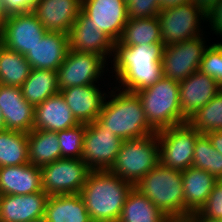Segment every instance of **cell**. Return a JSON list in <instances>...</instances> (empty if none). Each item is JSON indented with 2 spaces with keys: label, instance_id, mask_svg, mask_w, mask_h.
Segmentation results:
<instances>
[{
  "label": "cell",
  "instance_id": "30",
  "mask_svg": "<svg viewBox=\"0 0 222 222\" xmlns=\"http://www.w3.org/2000/svg\"><path fill=\"white\" fill-rule=\"evenodd\" d=\"M29 163L28 133L5 129L0 131V167Z\"/></svg>",
  "mask_w": 222,
  "mask_h": 222
},
{
  "label": "cell",
  "instance_id": "20",
  "mask_svg": "<svg viewBox=\"0 0 222 222\" xmlns=\"http://www.w3.org/2000/svg\"><path fill=\"white\" fill-rule=\"evenodd\" d=\"M59 92L76 120L86 124L98 118L106 98V93H101L95 84L72 86Z\"/></svg>",
  "mask_w": 222,
  "mask_h": 222
},
{
  "label": "cell",
  "instance_id": "19",
  "mask_svg": "<svg viewBox=\"0 0 222 222\" xmlns=\"http://www.w3.org/2000/svg\"><path fill=\"white\" fill-rule=\"evenodd\" d=\"M82 0H36L32 12L47 31L69 34L79 12Z\"/></svg>",
  "mask_w": 222,
  "mask_h": 222
},
{
  "label": "cell",
  "instance_id": "7",
  "mask_svg": "<svg viewBox=\"0 0 222 222\" xmlns=\"http://www.w3.org/2000/svg\"><path fill=\"white\" fill-rule=\"evenodd\" d=\"M200 135L188 122L157 132L160 164L180 171L192 167L194 147Z\"/></svg>",
  "mask_w": 222,
  "mask_h": 222
},
{
  "label": "cell",
  "instance_id": "4",
  "mask_svg": "<svg viewBox=\"0 0 222 222\" xmlns=\"http://www.w3.org/2000/svg\"><path fill=\"white\" fill-rule=\"evenodd\" d=\"M136 93L146 120L156 133L188 122L180 108L179 82L162 76L153 85Z\"/></svg>",
  "mask_w": 222,
  "mask_h": 222
},
{
  "label": "cell",
  "instance_id": "12",
  "mask_svg": "<svg viewBox=\"0 0 222 222\" xmlns=\"http://www.w3.org/2000/svg\"><path fill=\"white\" fill-rule=\"evenodd\" d=\"M46 32V28L30 11L9 15L0 32V38L4 47L25 56L42 40Z\"/></svg>",
  "mask_w": 222,
  "mask_h": 222
},
{
  "label": "cell",
  "instance_id": "28",
  "mask_svg": "<svg viewBox=\"0 0 222 222\" xmlns=\"http://www.w3.org/2000/svg\"><path fill=\"white\" fill-rule=\"evenodd\" d=\"M117 43L120 46L163 43L158 17L128 19Z\"/></svg>",
  "mask_w": 222,
  "mask_h": 222
},
{
  "label": "cell",
  "instance_id": "26",
  "mask_svg": "<svg viewBox=\"0 0 222 222\" xmlns=\"http://www.w3.org/2000/svg\"><path fill=\"white\" fill-rule=\"evenodd\" d=\"M29 164L41 167L61 159L57 132L33 129L28 133Z\"/></svg>",
  "mask_w": 222,
  "mask_h": 222
},
{
  "label": "cell",
  "instance_id": "31",
  "mask_svg": "<svg viewBox=\"0 0 222 222\" xmlns=\"http://www.w3.org/2000/svg\"><path fill=\"white\" fill-rule=\"evenodd\" d=\"M32 68L23 54L2 47L0 50V84L21 87Z\"/></svg>",
  "mask_w": 222,
  "mask_h": 222
},
{
  "label": "cell",
  "instance_id": "41",
  "mask_svg": "<svg viewBox=\"0 0 222 222\" xmlns=\"http://www.w3.org/2000/svg\"><path fill=\"white\" fill-rule=\"evenodd\" d=\"M218 0H191L193 4L199 7L205 14L209 12Z\"/></svg>",
  "mask_w": 222,
  "mask_h": 222
},
{
  "label": "cell",
  "instance_id": "9",
  "mask_svg": "<svg viewBox=\"0 0 222 222\" xmlns=\"http://www.w3.org/2000/svg\"><path fill=\"white\" fill-rule=\"evenodd\" d=\"M47 195L79 194L92 171L82 159L61 158L40 167Z\"/></svg>",
  "mask_w": 222,
  "mask_h": 222
},
{
  "label": "cell",
  "instance_id": "32",
  "mask_svg": "<svg viewBox=\"0 0 222 222\" xmlns=\"http://www.w3.org/2000/svg\"><path fill=\"white\" fill-rule=\"evenodd\" d=\"M192 167L207 171L217 180L222 179V154L216 151L206 134L196 140Z\"/></svg>",
  "mask_w": 222,
  "mask_h": 222
},
{
  "label": "cell",
  "instance_id": "18",
  "mask_svg": "<svg viewBox=\"0 0 222 222\" xmlns=\"http://www.w3.org/2000/svg\"><path fill=\"white\" fill-rule=\"evenodd\" d=\"M49 195H0V222H30L44 217Z\"/></svg>",
  "mask_w": 222,
  "mask_h": 222
},
{
  "label": "cell",
  "instance_id": "1",
  "mask_svg": "<svg viewBox=\"0 0 222 222\" xmlns=\"http://www.w3.org/2000/svg\"><path fill=\"white\" fill-rule=\"evenodd\" d=\"M163 43L120 46L114 43L113 70L118 89L136 93L156 83L163 76Z\"/></svg>",
  "mask_w": 222,
  "mask_h": 222
},
{
  "label": "cell",
  "instance_id": "39",
  "mask_svg": "<svg viewBox=\"0 0 222 222\" xmlns=\"http://www.w3.org/2000/svg\"><path fill=\"white\" fill-rule=\"evenodd\" d=\"M206 20H209L214 33L222 36V0H218L215 6L206 13Z\"/></svg>",
  "mask_w": 222,
  "mask_h": 222
},
{
  "label": "cell",
  "instance_id": "29",
  "mask_svg": "<svg viewBox=\"0 0 222 222\" xmlns=\"http://www.w3.org/2000/svg\"><path fill=\"white\" fill-rule=\"evenodd\" d=\"M166 217L135 187L128 193L118 222H164Z\"/></svg>",
  "mask_w": 222,
  "mask_h": 222
},
{
  "label": "cell",
  "instance_id": "22",
  "mask_svg": "<svg viewBox=\"0 0 222 222\" xmlns=\"http://www.w3.org/2000/svg\"><path fill=\"white\" fill-rule=\"evenodd\" d=\"M33 129L62 131L79 124L60 92L35 106Z\"/></svg>",
  "mask_w": 222,
  "mask_h": 222
},
{
  "label": "cell",
  "instance_id": "46",
  "mask_svg": "<svg viewBox=\"0 0 222 222\" xmlns=\"http://www.w3.org/2000/svg\"><path fill=\"white\" fill-rule=\"evenodd\" d=\"M5 129H6L5 128V121H4L3 114L0 109V131H3Z\"/></svg>",
  "mask_w": 222,
  "mask_h": 222
},
{
  "label": "cell",
  "instance_id": "37",
  "mask_svg": "<svg viewBox=\"0 0 222 222\" xmlns=\"http://www.w3.org/2000/svg\"><path fill=\"white\" fill-rule=\"evenodd\" d=\"M198 213L207 218L222 220V179L216 181L208 200Z\"/></svg>",
  "mask_w": 222,
  "mask_h": 222
},
{
  "label": "cell",
  "instance_id": "43",
  "mask_svg": "<svg viewBox=\"0 0 222 222\" xmlns=\"http://www.w3.org/2000/svg\"><path fill=\"white\" fill-rule=\"evenodd\" d=\"M191 0H159L161 5V10L166 8H171L183 3L190 2Z\"/></svg>",
  "mask_w": 222,
  "mask_h": 222
},
{
  "label": "cell",
  "instance_id": "36",
  "mask_svg": "<svg viewBox=\"0 0 222 222\" xmlns=\"http://www.w3.org/2000/svg\"><path fill=\"white\" fill-rule=\"evenodd\" d=\"M160 11L159 0H131L127 3L128 19L157 17Z\"/></svg>",
  "mask_w": 222,
  "mask_h": 222
},
{
  "label": "cell",
  "instance_id": "5",
  "mask_svg": "<svg viewBox=\"0 0 222 222\" xmlns=\"http://www.w3.org/2000/svg\"><path fill=\"white\" fill-rule=\"evenodd\" d=\"M166 217H185V198L180 170L160 163L134 186Z\"/></svg>",
  "mask_w": 222,
  "mask_h": 222
},
{
  "label": "cell",
  "instance_id": "3",
  "mask_svg": "<svg viewBox=\"0 0 222 222\" xmlns=\"http://www.w3.org/2000/svg\"><path fill=\"white\" fill-rule=\"evenodd\" d=\"M113 89L109 98L103 103L102 110L96 119L104 129L113 132L122 140L144 138L156 132L146 120L141 100L137 93ZM113 97V98H111Z\"/></svg>",
  "mask_w": 222,
  "mask_h": 222
},
{
  "label": "cell",
  "instance_id": "21",
  "mask_svg": "<svg viewBox=\"0 0 222 222\" xmlns=\"http://www.w3.org/2000/svg\"><path fill=\"white\" fill-rule=\"evenodd\" d=\"M68 50V34L47 31L42 40L25 57L32 69L57 71L65 60Z\"/></svg>",
  "mask_w": 222,
  "mask_h": 222
},
{
  "label": "cell",
  "instance_id": "24",
  "mask_svg": "<svg viewBox=\"0 0 222 222\" xmlns=\"http://www.w3.org/2000/svg\"><path fill=\"white\" fill-rule=\"evenodd\" d=\"M185 198V217L198 212L208 200L217 179L207 171L189 167L181 171Z\"/></svg>",
  "mask_w": 222,
  "mask_h": 222
},
{
  "label": "cell",
  "instance_id": "10",
  "mask_svg": "<svg viewBox=\"0 0 222 222\" xmlns=\"http://www.w3.org/2000/svg\"><path fill=\"white\" fill-rule=\"evenodd\" d=\"M207 47L203 34L190 40L165 46L162 56L163 76L177 82L185 80L200 69Z\"/></svg>",
  "mask_w": 222,
  "mask_h": 222
},
{
  "label": "cell",
  "instance_id": "47",
  "mask_svg": "<svg viewBox=\"0 0 222 222\" xmlns=\"http://www.w3.org/2000/svg\"><path fill=\"white\" fill-rule=\"evenodd\" d=\"M30 222H47V220L43 217V218L33 220V221H30Z\"/></svg>",
  "mask_w": 222,
  "mask_h": 222
},
{
  "label": "cell",
  "instance_id": "40",
  "mask_svg": "<svg viewBox=\"0 0 222 222\" xmlns=\"http://www.w3.org/2000/svg\"><path fill=\"white\" fill-rule=\"evenodd\" d=\"M210 139L213 147L222 154V131H212L206 134Z\"/></svg>",
  "mask_w": 222,
  "mask_h": 222
},
{
  "label": "cell",
  "instance_id": "34",
  "mask_svg": "<svg viewBox=\"0 0 222 222\" xmlns=\"http://www.w3.org/2000/svg\"><path fill=\"white\" fill-rule=\"evenodd\" d=\"M86 130V123L57 132L61 158L82 159L83 137Z\"/></svg>",
  "mask_w": 222,
  "mask_h": 222
},
{
  "label": "cell",
  "instance_id": "35",
  "mask_svg": "<svg viewBox=\"0 0 222 222\" xmlns=\"http://www.w3.org/2000/svg\"><path fill=\"white\" fill-rule=\"evenodd\" d=\"M199 70L222 86V42L214 43L206 48Z\"/></svg>",
  "mask_w": 222,
  "mask_h": 222
},
{
  "label": "cell",
  "instance_id": "15",
  "mask_svg": "<svg viewBox=\"0 0 222 222\" xmlns=\"http://www.w3.org/2000/svg\"><path fill=\"white\" fill-rule=\"evenodd\" d=\"M93 23L82 11L79 12L68 34L69 50L97 54L107 60L113 56L114 42Z\"/></svg>",
  "mask_w": 222,
  "mask_h": 222
},
{
  "label": "cell",
  "instance_id": "48",
  "mask_svg": "<svg viewBox=\"0 0 222 222\" xmlns=\"http://www.w3.org/2000/svg\"><path fill=\"white\" fill-rule=\"evenodd\" d=\"M2 47H3V42H2V40L0 38V50H1Z\"/></svg>",
  "mask_w": 222,
  "mask_h": 222
},
{
  "label": "cell",
  "instance_id": "13",
  "mask_svg": "<svg viewBox=\"0 0 222 222\" xmlns=\"http://www.w3.org/2000/svg\"><path fill=\"white\" fill-rule=\"evenodd\" d=\"M105 63L106 60L100 55L68 50L65 60L57 69L59 91L94 84L102 76Z\"/></svg>",
  "mask_w": 222,
  "mask_h": 222
},
{
  "label": "cell",
  "instance_id": "11",
  "mask_svg": "<svg viewBox=\"0 0 222 222\" xmlns=\"http://www.w3.org/2000/svg\"><path fill=\"white\" fill-rule=\"evenodd\" d=\"M122 141L113 132L104 129L97 120L87 123L83 137L82 161L91 170H109Z\"/></svg>",
  "mask_w": 222,
  "mask_h": 222
},
{
  "label": "cell",
  "instance_id": "2",
  "mask_svg": "<svg viewBox=\"0 0 222 222\" xmlns=\"http://www.w3.org/2000/svg\"><path fill=\"white\" fill-rule=\"evenodd\" d=\"M133 187L109 170H92L79 194L91 221L118 222Z\"/></svg>",
  "mask_w": 222,
  "mask_h": 222
},
{
  "label": "cell",
  "instance_id": "27",
  "mask_svg": "<svg viewBox=\"0 0 222 222\" xmlns=\"http://www.w3.org/2000/svg\"><path fill=\"white\" fill-rule=\"evenodd\" d=\"M24 99L34 107L59 92L57 71L32 69L21 86Z\"/></svg>",
  "mask_w": 222,
  "mask_h": 222
},
{
  "label": "cell",
  "instance_id": "42",
  "mask_svg": "<svg viewBox=\"0 0 222 222\" xmlns=\"http://www.w3.org/2000/svg\"><path fill=\"white\" fill-rule=\"evenodd\" d=\"M192 222H222L221 219H211L201 216L198 212H193L187 216Z\"/></svg>",
  "mask_w": 222,
  "mask_h": 222
},
{
  "label": "cell",
  "instance_id": "14",
  "mask_svg": "<svg viewBox=\"0 0 222 222\" xmlns=\"http://www.w3.org/2000/svg\"><path fill=\"white\" fill-rule=\"evenodd\" d=\"M81 11L114 43L119 41L128 21L124 0H82Z\"/></svg>",
  "mask_w": 222,
  "mask_h": 222
},
{
  "label": "cell",
  "instance_id": "6",
  "mask_svg": "<svg viewBox=\"0 0 222 222\" xmlns=\"http://www.w3.org/2000/svg\"><path fill=\"white\" fill-rule=\"evenodd\" d=\"M160 163L157 133L140 139L123 140L109 169L133 186Z\"/></svg>",
  "mask_w": 222,
  "mask_h": 222
},
{
  "label": "cell",
  "instance_id": "16",
  "mask_svg": "<svg viewBox=\"0 0 222 222\" xmlns=\"http://www.w3.org/2000/svg\"><path fill=\"white\" fill-rule=\"evenodd\" d=\"M222 90V86L200 70L179 82L180 108L188 120L201 107L211 101Z\"/></svg>",
  "mask_w": 222,
  "mask_h": 222
},
{
  "label": "cell",
  "instance_id": "44",
  "mask_svg": "<svg viewBox=\"0 0 222 222\" xmlns=\"http://www.w3.org/2000/svg\"><path fill=\"white\" fill-rule=\"evenodd\" d=\"M7 18H8V14H7L5 5L3 4V1L0 0V32Z\"/></svg>",
  "mask_w": 222,
  "mask_h": 222
},
{
  "label": "cell",
  "instance_id": "38",
  "mask_svg": "<svg viewBox=\"0 0 222 222\" xmlns=\"http://www.w3.org/2000/svg\"><path fill=\"white\" fill-rule=\"evenodd\" d=\"M8 16L33 10L36 0H2Z\"/></svg>",
  "mask_w": 222,
  "mask_h": 222
},
{
  "label": "cell",
  "instance_id": "17",
  "mask_svg": "<svg viewBox=\"0 0 222 222\" xmlns=\"http://www.w3.org/2000/svg\"><path fill=\"white\" fill-rule=\"evenodd\" d=\"M0 109L6 129L27 133L33 130L35 107L24 99L21 87L0 84Z\"/></svg>",
  "mask_w": 222,
  "mask_h": 222
},
{
  "label": "cell",
  "instance_id": "45",
  "mask_svg": "<svg viewBox=\"0 0 222 222\" xmlns=\"http://www.w3.org/2000/svg\"><path fill=\"white\" fill-rule=\"evenodd\" d=\"M164 222H192V221L186 216V217L167 218Z\"/></svg>",
  "mask_w": 222,
  "mask_h": 222
},
{
  "label": "cell",
  "instance_id": "25",
  "mask_svg": "<svg viewBox=\"0 0 222 222\" xmlns=\"http://www.w3.org/2000/svg\"><path fill=\"white\" fill-rule=\"evenodd\" d=\"M44 218L47 222H91L80 194L50 195Z\"/></svg>",
  "mask_w": 222,
  "mask_h": 222
},
{
  "label": "cell",
  "instance_id": "23",
  "mask_svg": "<svg viewBox=\"0 0 222 222\" xmlns=\"http://www.w3.org/2000/svg\"><path fill=\"white\" fill-rule=\"evenodd\" d=\"M41 191L40 167L29 163L0 167V195H26Z\"/></svg>",
  "mask_w": 222,
  "mask_h": 222
},
{
  "label": "cell",
  "instance_id": "33",
  "mask_svg": "<svg viewBox=\"0 0 222 222\" xmlns=\"http://www.w3.org/2000/svg\"><path fill=\"white\" fill-rule=\"evenodd\" d=\"M188 123L200 134L222 131V90L190 117Z\"/></svg>",
  "mask_w": 222,
  "mask_h": 222
},
{
  "label": "cell",
  "instance_id": "8",
  "mask_svg": "<svg viewBox=\"0 0 222 222\" xmlns=\"http://www.w3.org/2000/svg\"><path fill=\"white\" fill-rule=\"evenodd\" d=\"M157 17L164 46L202 35L199 21L206 20V14L191 1L162 9Z\"/></svg>",
  "mask_w": 222,
  "mask_h": 222
}]
</instances>
